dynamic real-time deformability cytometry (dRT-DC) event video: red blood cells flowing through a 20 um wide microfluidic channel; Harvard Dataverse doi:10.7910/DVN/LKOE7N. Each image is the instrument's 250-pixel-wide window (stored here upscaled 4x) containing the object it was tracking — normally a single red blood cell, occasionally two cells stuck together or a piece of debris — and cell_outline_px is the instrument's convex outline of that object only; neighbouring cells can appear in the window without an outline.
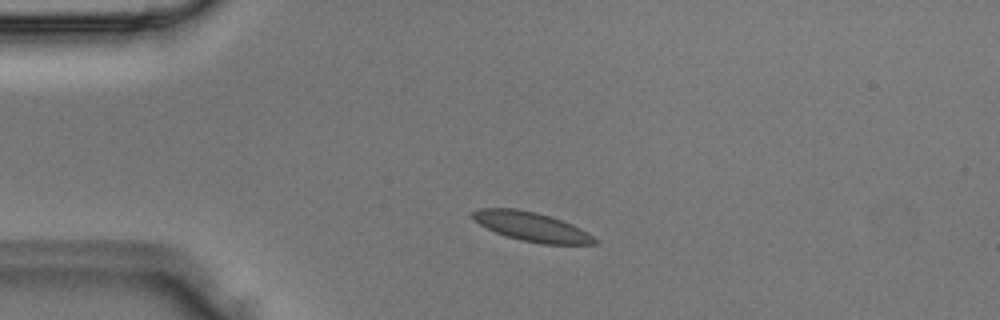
{"species": "Egyptian fruit bat (a non-hibernating species)", "species_latin": "Rousettus aegyptiacus", "temperature_condition": "room temperature", "stored_images_in_passage": 2, "camera_frame_rate_fps": 3000, "um_per_image_px": 0.085, "animal": {"sex": "male"}, "frame": {"image": 1, "passage_image": 1, "time_ms": 0.0, "image_size_px": [1000, 320], "cell_outline_px": [[600, 240], [596, 244], [540, 244], [520, 240], [496, 232], [472, 220], [472, 212], [480, 208], [516, 208], [536, 212], [552, 216], [572, 224], [588, 232]], "centroid_in_image_um": [45.23, 19.26], "position_along_channel_um": 39.8, "area_um2": 20.87}}